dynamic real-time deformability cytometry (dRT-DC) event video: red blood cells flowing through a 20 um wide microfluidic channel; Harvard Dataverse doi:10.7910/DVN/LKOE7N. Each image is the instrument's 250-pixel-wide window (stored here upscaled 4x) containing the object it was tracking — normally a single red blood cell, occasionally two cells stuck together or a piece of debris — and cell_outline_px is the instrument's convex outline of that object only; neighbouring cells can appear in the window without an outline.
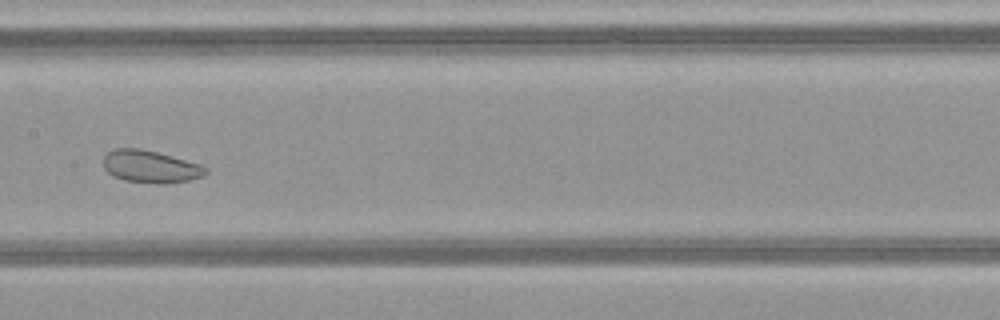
{"species": "common noctule bat (a hibernating species)", "species_latin": "Nyctalus noctula", "temperature_condition": "warm", "stored_images_in_passage": 34, "camera_frame_rate_fps": 3000, "um_per_image_px": 0.085, "animal": {"sex": "female", "body_mass_g": 21.9}, "frame": {"image": 1, "passage_image": 10, "time_ms": 3.0, "image_size_px": [1000, 320], "cell_outline_px": [[208, 172], [204, 176], [188, 180], [164, 184], [156, 184], [124, 180], [112, 176], [104, 168], [104, 156], [112, 148], [140, 148], [156, 152], [200, 164], [208, 168]], "centroid_in_image_um": [12.78, 14.17], "position_along_channel_um": 194.6, "area_um2": 19.36}}
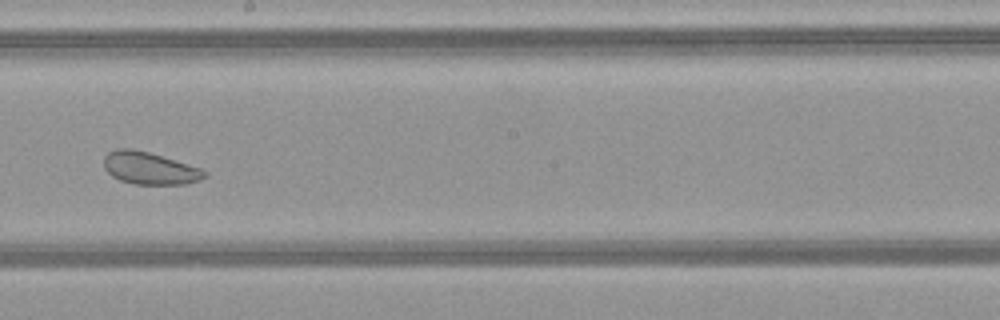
{"frame": {"image": 2, "passage_image": 13, "time_ms": 4.0, "image_size_px": [1000, 320], "cell_outline_px": [[208, 176], [200, 180], [184, 184], [136, 184], [120, 180], [112, 176], [104, 168], [104, 156], [108, 152], [116, 148], [132, 148], [148, 152], [200, 168], [208, 172]], "centroid_in_image_um": [12.71, 14.29], "position_along_channel_um": 235.5, "area_um2": 18.9}}
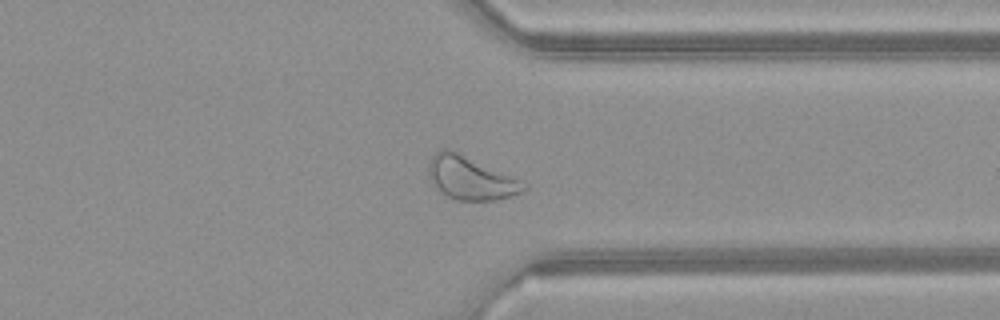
{"frame": {"image": 3, "passage_image": 23, "time_ms": 7.333, "image_size_px": [1000, 320], "cell_outline_px": [[528, 188], [524, 192], [512, 196], [496, 200], [456, 200], [440, 192], [436, 188], [428, 172], [428, 164], [432, 156], [440, 148], [444, 148], [456, 152], [520, 180], [528, 184]], "centroid_in_image_um": [40.01, 15.16], "position_along_channel_um": 371.4, "area_um2": 23.58}, "authors_computed_cell_mechanics": {"area_um2": 21.4149, "velocity_mm_per_s": 4.1018, "shape_relaxation_time_tau1_ms": null, "shape_relaxation_time_tau2_ms": 3.456, "deformation_change_tau1": null, "deformation_change_tau2": 0.0963}}